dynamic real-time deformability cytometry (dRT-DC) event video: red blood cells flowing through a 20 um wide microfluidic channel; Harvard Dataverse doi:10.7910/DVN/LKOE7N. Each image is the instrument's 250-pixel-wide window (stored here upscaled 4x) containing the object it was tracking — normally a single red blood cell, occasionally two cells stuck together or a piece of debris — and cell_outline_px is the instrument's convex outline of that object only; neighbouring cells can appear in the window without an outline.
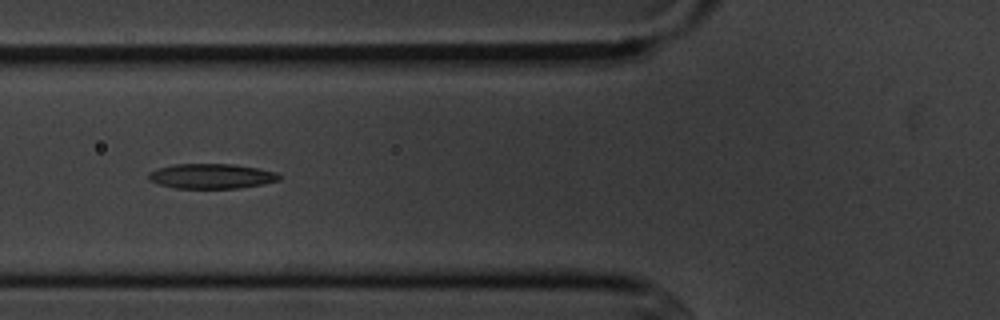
{"species": "common noctule bat (a hibernating species)", "species_latin": "Nyctalus noctula", "temperature_condition": "cold", "stored_images_in_passage": 3, "camera_frame_rate_fps": 3000, "um_per_image_px": 0.085, "animal": {"sex": "male", "body_mass_g": 20.1, "forearm_length_mm": 53.5}, "frame": {"image": 1, "passage_image": 3, "time_ms": 2.667, "image_size_px": [1000, 320], "cell_outline_px": [[280, 180], [264, 184], [240, 188], [176, 188], [160, 184], [148, 180], [148, 172], [156, 168], [176, 164], [236, 164], [276, 172], [280, 176]], "centroid_in_image_um": [17.96, 14.97], "position_along_channel_um": 107.8, "area_um2": 19.02}}